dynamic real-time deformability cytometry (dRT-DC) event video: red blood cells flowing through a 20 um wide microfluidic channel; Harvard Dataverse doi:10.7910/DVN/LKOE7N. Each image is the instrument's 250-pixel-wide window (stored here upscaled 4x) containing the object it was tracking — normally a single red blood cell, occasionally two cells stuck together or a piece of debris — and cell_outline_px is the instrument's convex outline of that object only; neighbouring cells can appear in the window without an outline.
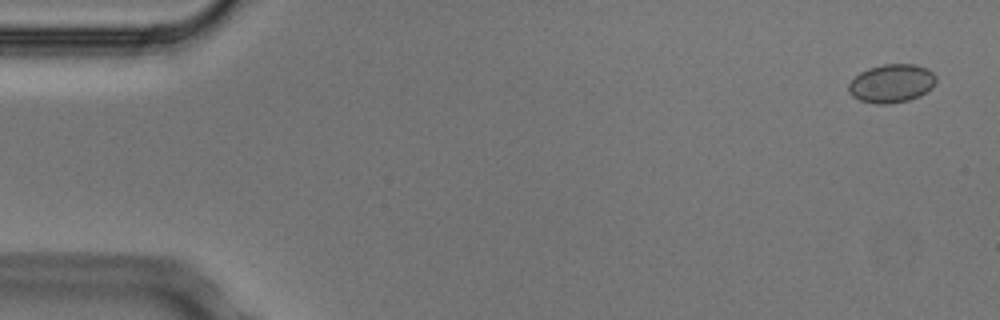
{"species": "Egyptian fruit bat (a non-hibernating species)", "species_latin": "Rousettus aegyptiacus", "temperature_condition": "cold", "stored_images_in_passage": 6, "camera_frame_rate_fps": 3000, "um_per_image_px": 0.085, "animal": {"sex": "male"}, "frame": {"image": 1, "passage_image": 1, "time_ms": 0.0, "image_size_px": [1000, 320], "cell_outline_px": [[936, 80], [932, 88], [920, 96], [908, 100], [888, 104], [876, 104], [860, 100], [852, 96], [848, 92], [848, 84], [860, 72], [868, 68], [884, 64], [916, 64], [928, 68], [936, 76]], "centroid_in_image_um": [75.79, 7.08], "position_along_channel_um": 9.2, "area_um2": 19.71}}
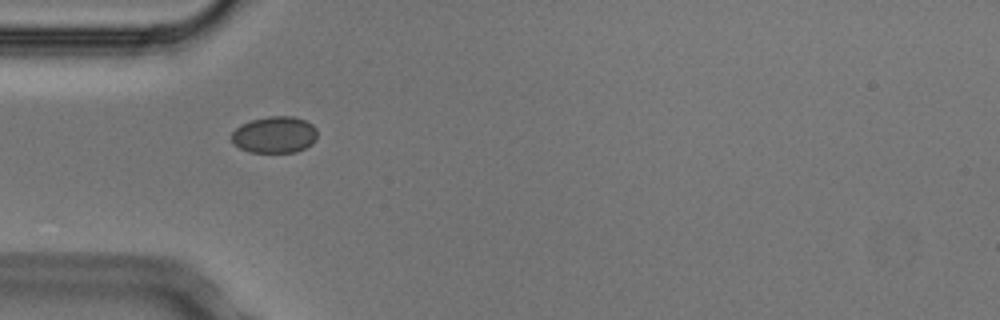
{"frame": {"image": 2, "passage_image": 5, "time_ms": 1.333, "image_size_px": [1000, 320], "cell_outline_px": [[316, 140], [312, 144], [296, 152], [248, 152], [232, 144], [232, 132], [240, 124], [252, 120], [268, 116], [292, 116], [304, 120], [312, 124], [316, 128]], "centroid_in_image_um": [23.33, 11.45], "position_along_channel_um": 61.7, "area_um2": 18.38}}
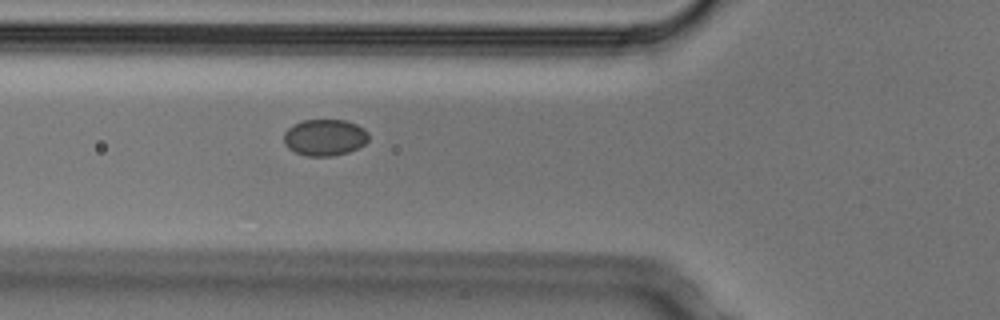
{"frame": {"image": 3, "passage_image": 6, "time_ms": 1.667, "image_size_px": [1000, 320], "cell_outline_px": [[368, 140], [364, 144], [348, 152], [332, 156], [304, 156], [288, 148], [284, 144], [284, 132], [292, 124], [304, 120], [344, 120], [356, 124], [364, 128], [368, 132]], "centroid_in_image_um": [27.58, 11.68], "position_along_channel_um": 98.2, "area_um2": 18.09}}